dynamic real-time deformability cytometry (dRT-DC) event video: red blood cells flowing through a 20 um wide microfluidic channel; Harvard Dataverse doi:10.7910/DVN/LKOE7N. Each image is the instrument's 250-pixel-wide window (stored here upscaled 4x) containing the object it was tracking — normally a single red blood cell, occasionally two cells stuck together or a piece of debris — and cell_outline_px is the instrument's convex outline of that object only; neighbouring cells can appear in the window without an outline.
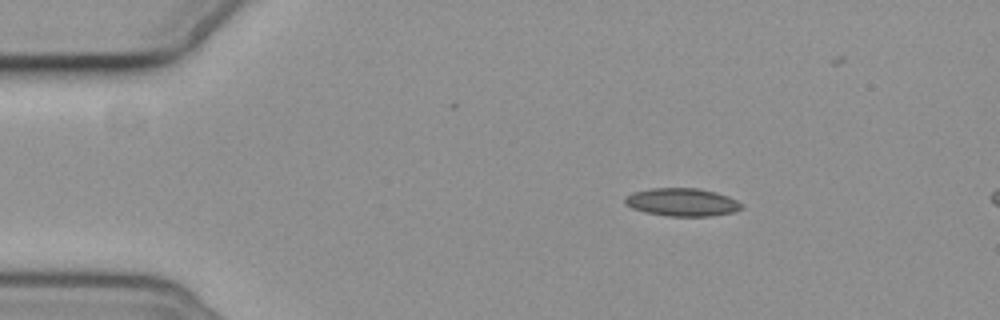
{"species": "common noctule bat (a hibernating species)", "species_latin": "Nyctalus noctula", "temperature_condition": "cold", "stored_images_in_passage": 9, "camera_frame_rate_fps": 3000, "um_per_image_px": 0.085, "animal": {"sex": "female", "body_mass_g": 19.3, "forearm_length_mm": 54.1}, "frame": {"image": 1, "passage_image": 3, "time_ms": 2.333, "image_size_px": [1000, 320], "cell_outline_px": [[744, 208], [736, 212], [712, 216], [668, 216], [644, 212], [632, 208], [624, 204], [624, 200], [632, 192], [652, 188], [696, 188], [716, 192], [728, 196], [744, 204]], "centroid_in_image_um": [58.01, 17.19], "position_along_channel_um": 27.0, "area_um2": 19.19}}
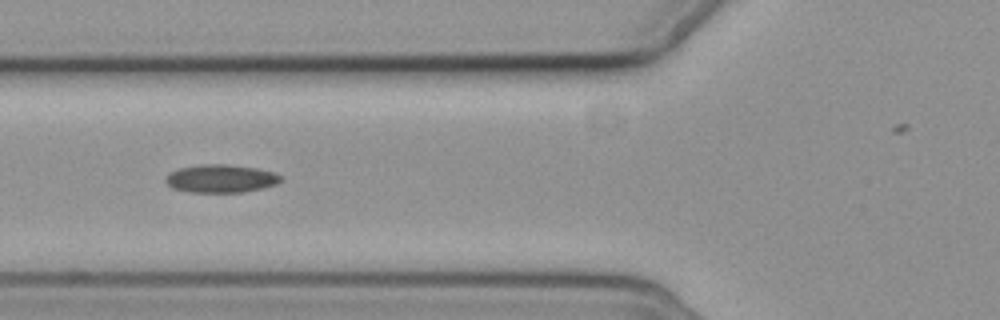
{"frame": {"image": 2, "passage_image": 6, "time_ms": 6.333, "image_size_px": [1000, 320], "cell_outline_px": [[284, 180], [276, 184], [264, 188], [244, 192], [192, 192], [172, 188], [164, 180], [172, 172], [180, 168], [200, 164], [228, 164], [256, 168], [272, 172], [280, 176]], "centroid_in_image_um": [18.81, 15.18], "position_along_channel_um": 107.0, "area_um2": 18.73}}
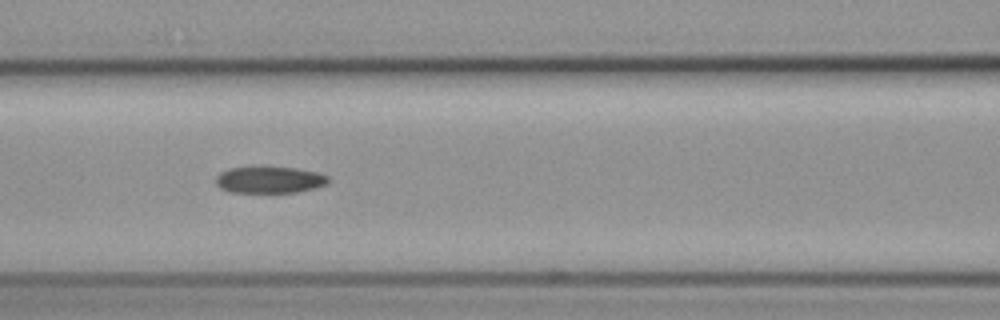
{"frame": {"image": 3, "passage_image": 7, "time_ms": 7.333, "image_size_px": [1000, 320], "cell_outline_px": [[328, 184], [316, 188], [296, 192], [228, 192], [220, 188], [216, 184], [216, 176], [220, 172], [232, 168], [296, 168], [316, 172], [328, 176]], "centroid_in_image_um": [22.91, 15.3], "position_along_channel_um": 143.7, "area_um2": 17.17}}